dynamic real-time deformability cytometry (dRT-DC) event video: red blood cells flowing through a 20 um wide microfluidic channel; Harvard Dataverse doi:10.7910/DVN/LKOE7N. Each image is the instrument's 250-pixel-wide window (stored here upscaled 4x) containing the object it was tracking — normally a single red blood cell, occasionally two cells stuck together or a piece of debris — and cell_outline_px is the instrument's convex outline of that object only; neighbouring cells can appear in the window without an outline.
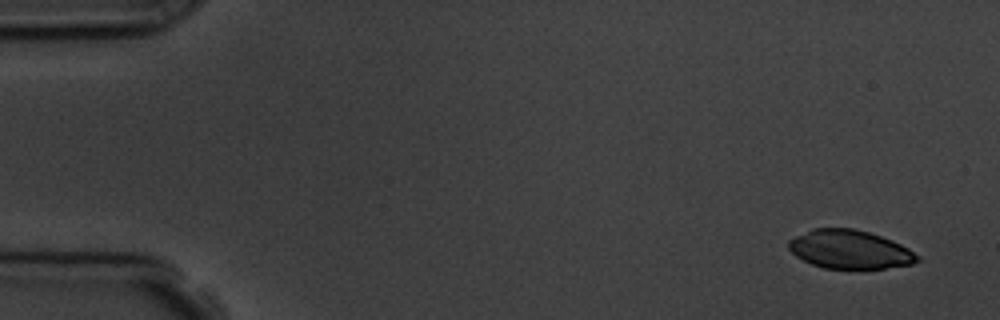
{"species": "common noctule bat (a hibernating species)", "species_latin": "Nyctalus noctula", "temperature_condition": "room temperature", "stored_images_in_passage": 6, "camera_frame_rate_fps": 3000, "um_per_image_px": 0.085, "animal": {"sex": "male", "body_mass_g": 19.5, "forearm_length_mm": 54.6}, "frame": {"image": 1, "passage_image": 1, "time_ms": 0.0, "image_size_px": [1000, 320], "cell_outline_px": [[920, 260], [912, 264], [884, 268], [824, 268], [812, 264], [796, 256], [788, 248], [788, 240], [812, 228], [856, 228], [892, 240], [908, 248], [920, 256]], "centroid_in_image_um": [72.23, 21.19], "position_along_channel_um": 12.8, "area_um2": 28.84}}